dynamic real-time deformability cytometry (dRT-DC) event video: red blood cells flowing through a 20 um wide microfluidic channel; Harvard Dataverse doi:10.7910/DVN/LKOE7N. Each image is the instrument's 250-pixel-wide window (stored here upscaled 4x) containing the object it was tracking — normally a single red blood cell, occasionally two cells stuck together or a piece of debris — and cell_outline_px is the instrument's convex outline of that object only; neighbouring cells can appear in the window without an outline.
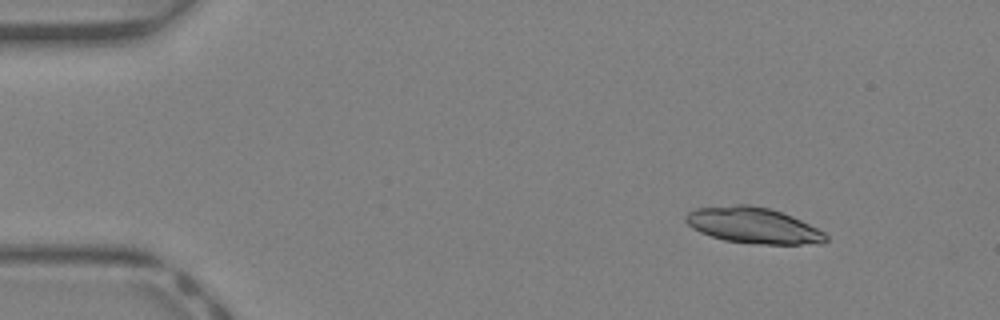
{"species": "Egyptian fruit bat (a non-hibernating species)", "species_latin": "Rousettus aegyptiacus", "temperature_condition": "warm", "stored_images_in_passage": 17, "camera_frame_rate_fps": 3000, "um_per_image_px": 0.085, "animal": {"sex": "female"}, "frame": {"image": 1, "passage_image": 4, "time_ms": 1.0, "image_size_px": [1000, 320], "cell_outline_px": [[828, 240], [824, 244], [760, 244], [724, 240], [700, 232], [692, 228], [684, 220], [684, 216], [688, 212], [696, 208], [736, 204], [752, 204], [768, 208], [792, 216], [824, 232], [828, 236]], "centroid_in_image_um": [64.02, 19.16], "position_along_channel_um": 21.0, "area_um2": 29.36}}
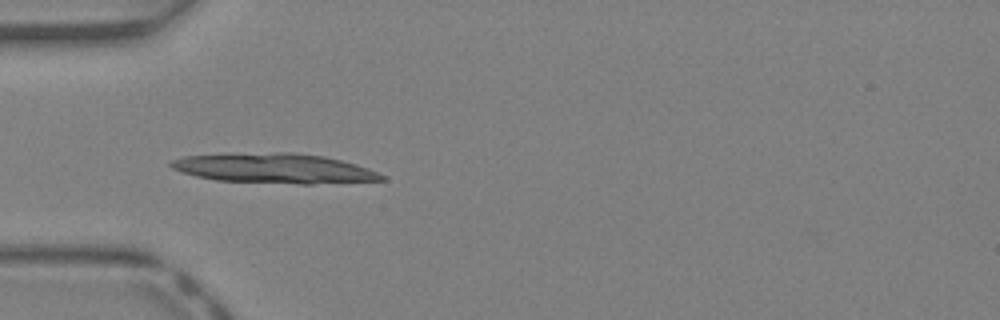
{"frame": {"image": 2, "passage_image": 12, "time_ms": 3.667, "image_size_px": [1000, 320], "cell_outline_px": [[388, 180], [312, 184], [300, 184], [216, 180], [196, 176], [172, 168], [168, 164], [168, 160], [184, 156], [276, 152], [292, 152], [324, 156], [356, 164], [368, 168], [384, 176]], "centroid_in_image_um": [23.34, 14.31], "position_along_channel_um": 61.7, "area_um2": 36.47}}
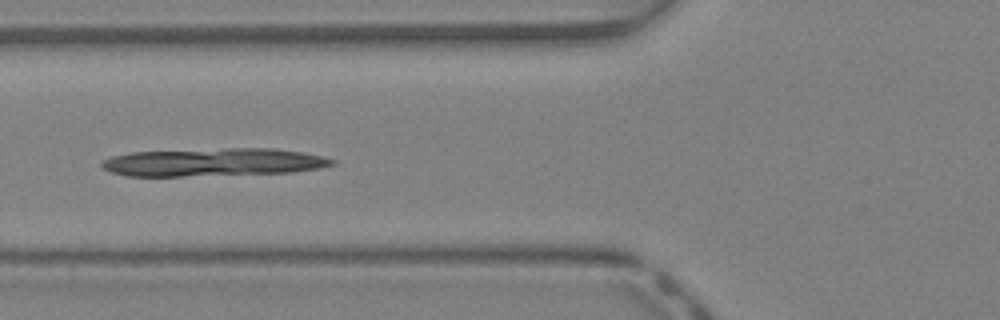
{"frame": {"image": 3, "passage_image": 15, "time_ms": 4.667, "image_size_px": [1000, 320], "cell_outline_px": [[336, 164], [320, 168], [292, 172], [180, 176], [124, 176], [112, 172], [104, 168], [100, 164], [100, 160], [112, 156], [132, 152], [228, 148], [272, 148], [300, 152], [324, 156], [336, 160]], "centroid_in_image_um": [18.13, 13.78], "position_along_channel_um": 107.7, "area_um2": 37.51}}